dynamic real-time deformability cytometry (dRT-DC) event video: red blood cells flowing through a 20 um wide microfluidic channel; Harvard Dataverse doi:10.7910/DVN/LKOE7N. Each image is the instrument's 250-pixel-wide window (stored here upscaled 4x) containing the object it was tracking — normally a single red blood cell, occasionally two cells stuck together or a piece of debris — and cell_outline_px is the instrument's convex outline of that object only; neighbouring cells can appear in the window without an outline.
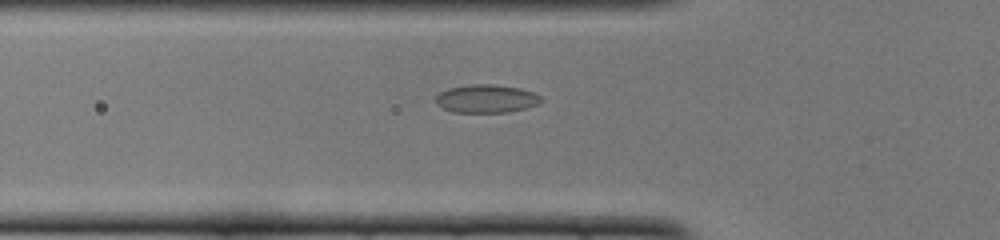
{"species": "common noctule bat (a hibernating species)", "species_latin": "Nyctalus noctula", "temperature_condition": "cold", "stored_images_in_passage": 38, "camera_frame_rate_fps": 3000, "um_per_image_px": 0.085, "animal": {"sex": "female", "body_mass_g": 22.0, "forearm_length_mm": 56.7}, "frame": {"image": 1, "passage_image": 4, "time_ms": 1.0, "image_size_px": [1000, 240], "cell_outline_px": [[544, 100], [540, 104], [508, 112], [452, 112], [436, 104], [436, 96], [440, 92], [448, 88], [472, 84], [496, 84], [520, 88], [532, 92], [540, 96]], "centroid_in_image_um": [41.35, 8.38], "position_along_channel_um": 84.4, "area_um2": 17.34}}
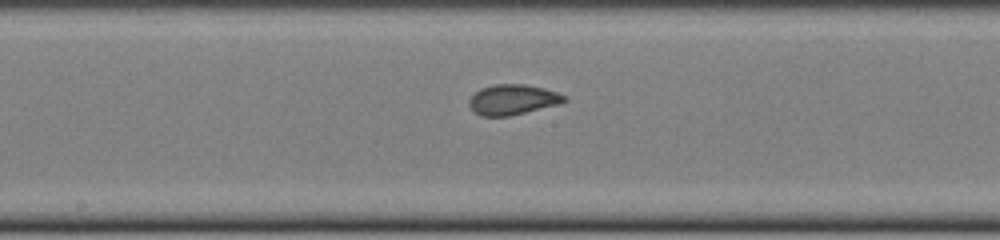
{"frame": {"image": 2, "passage_image": 13, "time_ms": 4.0, "image_size_px": [1000, 240], "cell_outline_px": [[568, 100], [560, 104], [508, 116], [480, 116], [468, 104], [468, 100], [480, 88], [496, 84], [524, 84], [544, 88], [568, 96]], "centroid_in_image_um": [43.61, 8.46], "position_along_channel_um": 204.6, "area_um2": 16.76}}
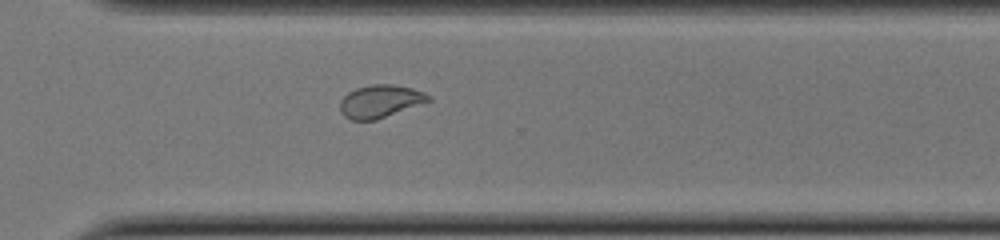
{"frame": {"image": 3, "passage_image": 23, "time_ms": 7.333, "image_size_px": [1000, 240], "cell_outline_px": [[432, 100], [376, 120], [352, 120], [344, 116], [340, 112], [340, 100], [348, 92], [356, 88], [372, 84], [392, 84], [412, 88], [424, 92], [432, 96]], "centroid_in_image_um": [32.32, 8.6], "position_along_channel_um": 338.3, "area_um2": 16.94}, "authors_computed_cell_mechanics": {"area_um2": 17.1088, "velocity_mm_per_s": 4.0079, "shape_relaxation_time_tau1_ms": 10.6111, "shape_relaxation_time_tau2_ms": 1.2633, "deformation_change_tau1": 0.1941, "deformation_change_tau2": 0.0737}}